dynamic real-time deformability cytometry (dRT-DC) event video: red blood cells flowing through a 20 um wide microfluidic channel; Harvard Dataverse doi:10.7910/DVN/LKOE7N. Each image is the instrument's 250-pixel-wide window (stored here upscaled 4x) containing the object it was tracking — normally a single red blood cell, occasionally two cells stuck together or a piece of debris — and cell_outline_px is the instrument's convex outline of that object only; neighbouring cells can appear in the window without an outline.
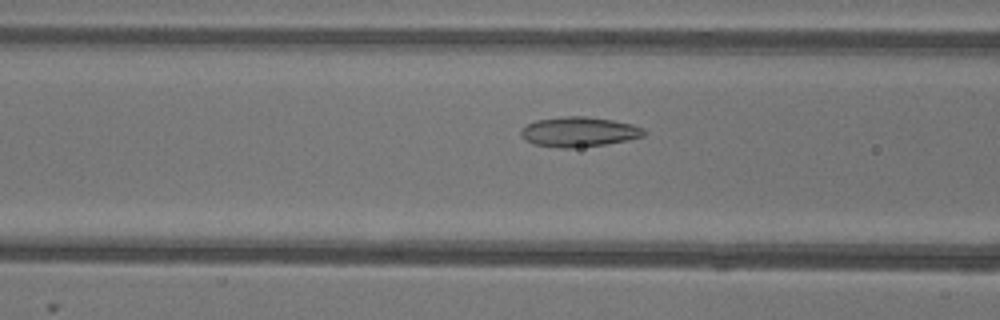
{"species": "common noctule bat (a hibernating species)", "species_latin": "Nyctalus noctula", "temperature_condition": "warm", "stored_images_in_passage": 43, "camera_frame_rate_fps": 3000, "um_per_image_px": 0.085, "animal": {"sex": "female"}, "frame": {"image": 1, "passage_image": 11, "time_ms": 3.333, "image_size_px": [1000, 320], "cell_outline_px": [[648, 132], [644, 136], [628, 140], [604, 144], [572, 148], [560, 148], [532, 144], [524, 140], [520, 136], [520, 128], [536, 120], [564, 116], [584, 116], [612, 120], [632, 124], [644, 128]], "centroid_in_image_um": [49.19, 11.21], "position_along_channel_um": 117.4, "area_um2": 21.62}}
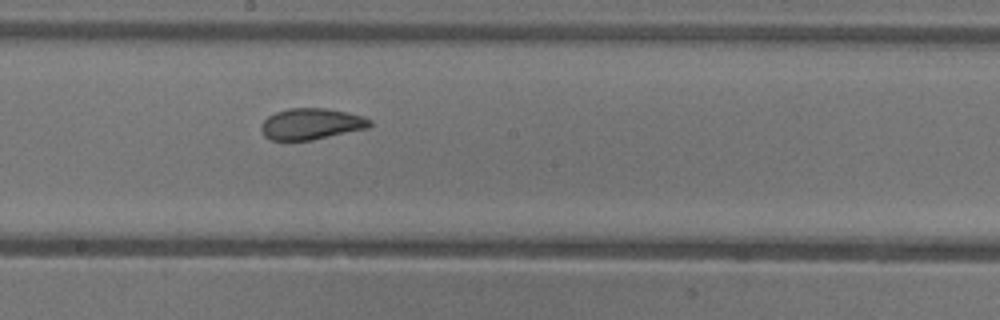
{"frame": {"image": 2, "passage_image": 19, "time_ms": 6.0, "image_size_px": [1000, 320], "cell_outline_px": [[372, 124], [368, 128], [312, 140], [272, 140], [264, 136], [260, 128], [260, 124], [268, 116], [276, 112], [288, 108], [324, 108], [348, 112], [364, 116], [372, 120]], "centroid_in_image_um": [26.46, 10.53], "position_along_channel_um": 221.7, "area_um2": 19.88}}
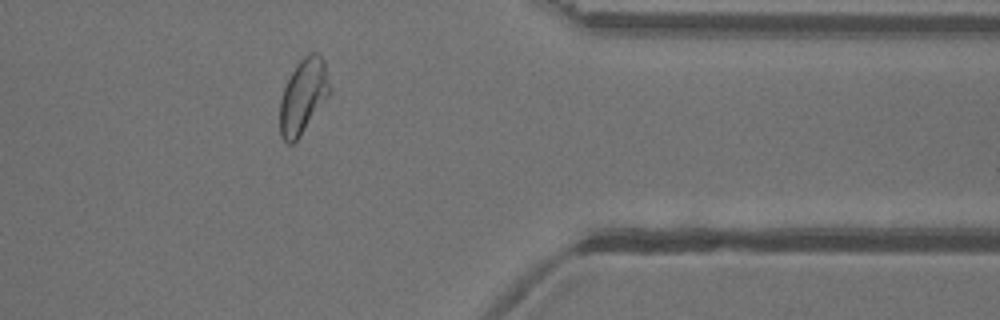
{"frame": {"image": 3, "passage_image": 33, "time_ms": 10.667, "image_size_px": [1000, 320], "cell_outline_px": [[328, 96], [300, 136], [292, 144], [288, 144], [280, 136], [280, 100], [284, 88], [296, 64], [308, 52], [316, 52], [324, 60], [328, 84]], "centroid_in_image_um": [25.74, 8.18], "position_along_channel_um": 385.7, "area_um2": 21.15}, "authors_computed_cell_mechanics": {"area_um2": 21.4438, "velocity_mm_per_s": 3.9126, "shape_relaxation_time_tau1_ms": 6.546, "shape_relaxation_time_tau2_ms": 1.3128, "deformation_change_tau1": 0.1722, "deformation_change_tau2": 0.069}}